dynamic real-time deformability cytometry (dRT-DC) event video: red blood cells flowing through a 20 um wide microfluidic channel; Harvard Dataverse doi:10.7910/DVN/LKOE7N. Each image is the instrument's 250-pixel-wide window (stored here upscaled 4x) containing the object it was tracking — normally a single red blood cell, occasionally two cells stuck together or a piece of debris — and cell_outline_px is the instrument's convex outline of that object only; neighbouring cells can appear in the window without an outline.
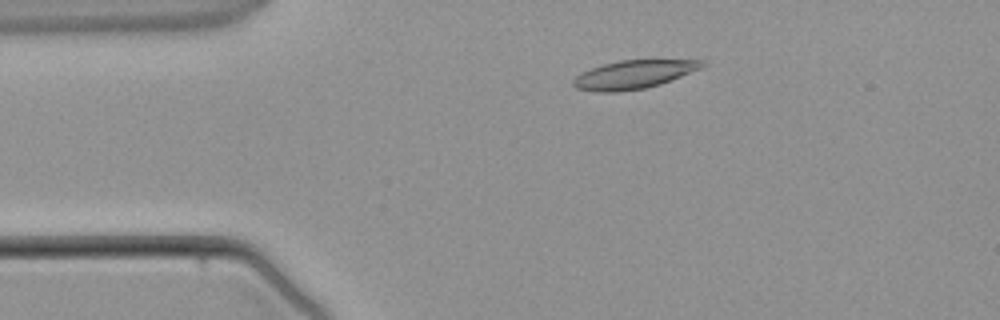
{"species": "common noctule bat (a hibernating species)", "species_latin": "Nyctalus noctula", "temperature_condition": "warm", "stored_images_in_passage": 1, "camera_frame_rate_fps": 3000, "um_per_image_px": 0.085, "animal": {"sex": "male", "body_mass_g": 21.5, "forearm_length_mm": 52.0}, "frame": {"image": 1, "passage_image": 1, "time_ms": 0.0, "image_size_px": [1000, 320], "cell_outline_px": [[708, 64], [704, 68], [660, 84], [644, 88], [616, 92], [596, 92], [576, 88], [572, 84], [572, 80], [580, 72], [604, 64], [620, 60], [704, 60]], "centroid_in_image_um": [53.89, 6.33], "position_along_channel_um": 31.1, "area_um2": 21.44}}